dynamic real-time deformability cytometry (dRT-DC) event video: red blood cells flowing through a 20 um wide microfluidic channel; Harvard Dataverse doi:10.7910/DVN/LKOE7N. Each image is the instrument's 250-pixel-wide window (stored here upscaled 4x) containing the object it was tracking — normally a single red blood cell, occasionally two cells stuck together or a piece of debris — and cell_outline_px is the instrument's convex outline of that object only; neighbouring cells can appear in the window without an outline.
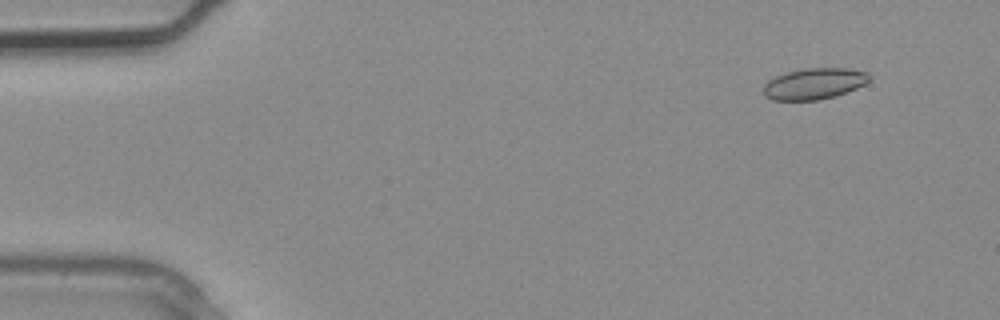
{"species": "common noctule bat (a hibernating species)", "species_latin": "Nyctalus noctula", "temperature_condition": "warm", "stored_images_in_passage": 2, "camera_frame_rate_fps": 3000, "um_per_image_px": 0.085, "animal": {"sex": "male", "body_mass_g": 20.4}, "frame": {"image": 1, "passage_image": 1, "time_ms": 0.0, "image_size_px": [1000, 320], "cell_outline_px": [[872, 76], [864, 84], [856, 88], [836, 96], [820, 100], [772, 100], [764, 96], [764, 84], [768, 80], [776, 76], [788, 72], [804, 68], [848, 68], [868, 72]], "centroid_in_image_um": [69.21, 7.11], "position_along_channel_um": 15.8, "area_um2": 19.31}}
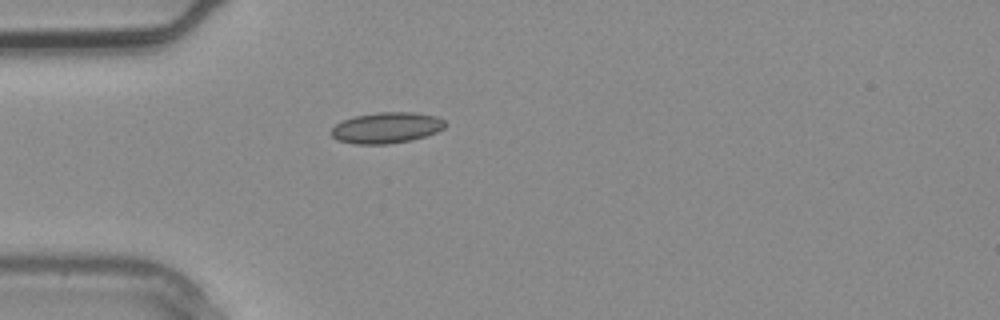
{"frame": {"image": 2, "passage_image": 2, "time_ms": 0.333, "image_size_px": [1000, 320], "cell_outline_px": [[448, 124], [444, 128], [436, 132], [412, 140], [388, 144], [356, 144], [336, 140], [328, 132], [336, 124], [344, 120], [356, 116], [376, 112], [412, 112], [436, 116], [444, 120]], "centroid_in_image_um": [32.84, 10.86], "position_along_channel_um": 52.2, "area_um2": 20.63}}